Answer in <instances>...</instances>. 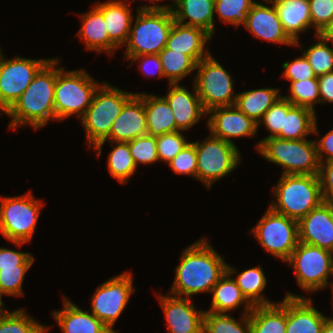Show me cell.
<instances>
[{
	"instance_id": "1",
	"label": "cell",
	"mask_w": 333,
	"mask_h": 333,
	"mask_svg": "<svg viewBox=\"0 0 333 333\" xmlns=\"http://www.w3.org/2000/svg\"><path fill=\"white\" fill-rule=\"evenodd\" d=\"M180 264L175 269V279L169 291L171 295L185 296L209 292L227 271V263L201 238L182 251Z\"/></svg>"
},
{
	"instance_id": "2",
	"label": "cell",
	"mask_w": 333,
	"mask_h": 333,
	"mask_svg": "<svg viewBox=\"0 0 333 333\" xmlns=\"http://www.w3.org/2000/svg\"><path fill=\"white\" fill-rule=\"evenodd\" d=\"M52 58L34 77L32 82L6 112L12 118L10 128L30 125L34 129L44 127L50 119L55 120L54 89L56 84V65Z\"/></svg>"
},
{
	"instance_id": "3",
	"label": "cell",
	"mask_w": 333,
	"mask_h": 333,
	"mask_svg": "<svg viewBox=\"0 0 333 333\" xmlns=\"http://www.w3.org/2000/svg\"><path fill=\"white\" fill-rule=\"evenodd\" d=\"M135 18L124 57L159 54L167 45L175 21L171 5L139 6Z\"/></svg>"
},
{
	"instance_id": "4",
	"label": "cell",
	"mask_w": 333,
	"mask_h": 333,
	"mask_svg": "<svg viewBox=\"0 0 333 333\" xmlns=\"http://www.w3.org/2000/svg\"><path fill=\"white\" fill-rule=\"evenodd\" d=\"M273 190L276 203L272 201L269 207L296 221L325 201L318 175L281 174Z\"/></svg>"
},
{
	"instance_id": "5",
	"label": "cell",
	"mask_w": 333,
	"mask_h": 333,
	"mask_svg": "<svg viewBox=\"0 0 333 333\" xmlns=\"http://www.w3.org/2000/svg\"><path fill=\"white\" fill-rule=\"evenodd\" d=\"M258 152L267 161L284 168L283 175L319 174L315 140L266 138L259 144Z\"/></svg>"
},
{
	"instance_id": "6",
	"label": "cell",
	"mask_w": 333,
	"mask_h": 333,
	"mask_svg": "<svg viewBox=\"0 0 333 333\" xmlns=\"http://www.w3.org/2000/svg\"><path fill=\"white\" fill-rule=\"evenodd\" d=\"M134 94L104 82L98 86L90 106L80 119L86 130L88 144L94 148L109 136L114 120Z\"/></svg>"
},
{
	"instance_id": "7",
	"label": "cell",
	"mask_w": 333,
	"mask_h": 333,
	"mask_svg": "<svg viewBox=\"0 0 333 333\" xmlns=\"http://www.w3.org/2000/svg\"><path fill=\"white\" fill-rule=\"evenodd\" d=\"M99 83L84 70L64 71L56 68L54 89L55 120H63L72 114L81 119L91 104Z\"/></svg>"
},
{
	"instance_id": "8",
	"label": "cell",
	"mask_w": 333,
	"mask_h": 333,
	"mask_svg": "<svg viewBox=\"0 0 333 333\" xmlns=\"http://www.w3.org/2000/svg\"><path fill=\"white\" fill-rule=\"evenodd\" d=\"M43 202L31 191L25 195L0 198V233L17 246L31 241Z\"/></svg>"
},
{
	"instance_id": "9",
	"label": "cell",
	"mask_w": 333,
	"mask_h": 333,
	"mask_svg": "<svg viewBox=\"0 0 333 333\" xmlns=\"http://www.w3.org/2000/svg\"><path fill=\"white\" fill-rule=\"evenodd\" d=\"M197 153L196 178L209 189L213 182L231 173L240 161L239 149L211 133L202 142H193Z\"/></svg>"
},
{
	"instance_id": "10",
	"label": "cell",
	"mask_w": 333,
	"mask_h": 333,
	"mask_svg": "<svg viewBox=\"0 0 333 333\" xmlns=\"http://www.w3.org/2000/svg\"><path fill=\"white\" fill-rule=\"evenodd\" d=\"M194 85L206 112L236 103L231 75L209 54L197 65Z\"/></svg>"
},
{
	"instance_id": "11",
	"label": "cell",
	"mask_w": 333,
	"mask_h": 333,
	"mask_svg": "<svg viewBox=\"0 0 333 333\" xmlns=\"http://www.w3.org/2000/svg\"><path fill=\"white\" fill-rule=\"evenodd\" d=\"M286 263L295 269L298 285L308 293L327 287L328 277L333 276V253L303 242H298Z\"/></svg>"
},
{
	"instance_id": "12",
	"label": "cell",
	"mask_w": 333,
	"mask_h": 333,
	"mask_svg": "<svg viewBox=\"0 0 333 333\" xmlns=\"http://www.w3.org/2000/svg\"><path fill=\"white\" fill-rule=\"evenodd\" d=\"M252 233L267 252L285 262L299 242L298 221L276 213L270 207Z\"/></svg>"
},
{
	"instance_id": "13",
	"label": "cell",
	"mask_w": 333,
	"mask_h": 333,
	"mask_svg": "<svg viewBox=\"0 0 333 333\" xmlns=\"http://www.w3.org/2000/svg\"><path fill=\"white\" fill-rule=\"evenodd\" d=\"M15 57L6 60L0 49V110L6 113L37 73L51 60Z\"/></svg>"
},
{
	"instance_id": "14",
	"label": "cell",
	"mask_w": 333,
	"mask_h": 333,
	"mask_svg": "<svg viewBox=\"0 0 333 333\" xmlns=\"http://www.w3.org/2000/svg\"><path fill=\"white\" fill-rule=\"evenodd\" d=\"M133 288V276L124 272L105 281L95 291L92 297L91 313L94 314L112 332L114 323L125 309Z\"/></svg>"
},
{
	"instance_id": "15",
	"label": "cell",
	"mask_w": 333,
	"mask_h": 333,
	"mask_svg": "<svg viewBox=\"0 0 333 333\" xmlns=\"http://www.w3.org/2000/svg\"><path fill=\"white\" fill-rule=\"evenodd\" d=\"M147 134L144 93H135L123 106L119 116L114 120L109 136L98 143L94 149L100 156L102 146L109 140L115 142H130Z\"/></svg>"
},
{
	"instance_id": "16",
	"label": "cell",
	"mask_w": 333,
	"mask_h": 333,
	"mask_svg": "<svg viewBox=\"0 0 333 333\" xmlns=\"http://www.w3.org/2000/svg\"><path fill=\"white\" fill-rule=\"evenodd\" d=\"M298 240L333 252V201L325 200L298 221Z\"/></svg>"
},
{
	"instance_id": "17",
	"label": "cell",
	"mask_w": 333,
	"mask_h": 333,
	"mask_svg": "<svg viewBox=\"0 0 333 333\" xmlns=\"http://www.w3.org/2000/svg\"><path fill=\"white\" fill-rule=\"evenodd\" d=\"M208 128L210 133L226 142L234 144L231 140L236 137L254 136L258 123L241 112L236 105L217 107L207 112Z\"/></svg>"
},
{
	"instance_id": "18",
	"label": "cell",
	"mask_w": 333,
	"mask_h": 333,
	"mask_svg": "<svg viewBox=\"0 0 333 333\" xmlns=\"http://www.w3.org/2000/svg\"><path fill=\"white\" fill-rule=\"evenodd\" d=\"M168 295H159L168 333H203L205 311L196 310L190 298Z\"/></svg>"
},
{
	"instance_id": "19",
	"label": "cell",
	"mask_w": 333,
	"mask_h": 333,
	"mask_svg": "<svg viewBox=\"0 0 333 333\" xmlns=\"http://www.w3.org/2000/svg\"><path fill=\"white\" fill-rule=\"evenodd\" d=\"M286 333H322L326 316L313 307L312 299L286 294Z\"/></svg>"
},
{
	"instance_id": "20",
	"label": "cell",
	"mask_w": 333,
	"mask_h": 333,
	"mask_svg": "<svg viewBox=\"0 0 333 333\" xmlns=\"http://www.w3.org/2000/svg\"><path fill=\"white\" fill-rule=\"evenodd\" d=\"M243 26L256 38L276 44L295 46V43L283 30L273 3L272 7H268L256 2L247 14Z\"/></svg>"
},
{
	"instance_id": "21",
	"label": "cell",
	"mask_w": 333,
	"mask_h": 333,
	"mask_svg": "<svg viewBox=\"0 0 333 333\" xmlns=\"http://www.w3.org/2000/svg\"><path fill=\"white\" fill-rule=\"evenodd\" d=\"M193 86V93H191L179 83L170 84L169 92L163 96L172 109L176 126L180 131L188 130L197 124L204 114L207 115L195 85Z\"/></svg>"
},
{
	"instance_id": "22",
	"label": "cell",
	"mask_w": 333,
	"mask_h": 333,
	"mask_svg": "<svg viewBox=\"0 0 333 333\" xmlns=\"http://www.w3.org/2000/svg\"><path fill=\"white\" fill-rule=\"evenodd\" d=\"M210 39L211 36L203 29L174 21L166 47L170 50L189 55L198 64L210 54L205 48L206 42Z\"/></svg>"
},
{
	"instance_id": "23",
	"label": "cell",
	"mask_w": 333,
	"mask_h": 333,
	"mask_svg": "<svg viewBox=\"0 0 333 333\" xmlns=\"http://www.w3.org/2000/svg\"><path fill=\"white\" fill-rule=\"evenodd\" d=\"M273 3L283 30L288 37L300 45L299 34L312 27L308 0H274Z\"/></svg>"
},
{
	"instance_id": "24",
	"label": "cell",
	"mask_w": 333,
	"mask_h": 333,
	"mask_svg": "<svg viewBox=\"0 0 333 333\" xmlns=\"http://www.w3.org/2000/svg\"><path fill=\"white\" fill-rule=\"evenodd\" d=\"M63 300V310L52 313L63 333H112L94 314L82 311L66 297Z\"/></svg>"
},
{
	"instance_id": "25",
	"label": "cell",
	"mask_w": 333,
	"mask_h": 333,
	"mask_svg": "<svg viewBox=\"0 0 333 333\" xmlns=\"http://www.w3.org/2000/svg\"><path fill=\"white\" fill-rule=\"evenodd\" d=\"M171 10L176 22L203 29L211 37L214 33L215 0H173ZM174 6V7H173ZM186 19L189 21L184 22Z\"/></svg>"
},
{
	"instance_id": "26",
	"label": "cell",
	"mask_w": 333,
	"mask_h": 333,
	"mask_svg": "<svg viewBox=\"0 0 333 333\" xmlns=\"http://www.w3.org/2000/svg\"><path fill=\"white\" fill-rule=\"evenodd\" d=\"M233 273H236L235 268L227 265L226 273L212 288V304L208 311L213 313H228L242 306V304L246 307L243 314H249L253 309L254 306L246 299L234 278L230 276Z\"/></svg>"
},
{
	"instance_id": "27",
	"label": "cell",
	"mask_w": 333,
	"mask_h": 333,
	"mask_svg": "<svg viewBox=\"0 0 333 333\" xmlns=\"http://www.w3.org/2000/svg\"><path fill=\"white\" fill-rule=\"evenodd\" d=\"M122 0L98 2L95 7L103 14L109 38L120 48L128 41L133 15L131 9Z\"/></svg>"
},
{
	"instance_id": "28",
	"label": "cell",
	"mask_w": 333,
	"mask_h": 333,
	"mask_svg": "<svg viewBox=\"0 0 333 333\" xmlns=\"http://www.w3.org/2000/svg\"><path fill=\"white\" fill-rule=\"evenodd\" d=\"M313 133H319L315 111L306 107L293 105L284 98V122L278 138L299 140L305 139L306 136Z\"/></svg>"
},
{
	"instance_id": "29",
	"label": "cell",
	"mask_w": 333,
	"mask_h": 333,
	"mask_svg": "<svg viewBox=\"0 0 333 333\" xmlns=\"http://www.w3.org/2000/svg\"><path fill=\"white\" fill-rule=\"evenodd\" d=\"M81 16L82 26L77 36L81 37L86 49L113 55L119 47L109 38L103 14L94 6Z\"/></svg>"
},
{
	"instance_id": "30",
	"label": "cell",
	"mask_w": 333,
	"mask_h": 333,
	"mask_svg": "<svg viewBox=\"0 0 333 333\" xmlns=\"http://www.w3.org/2000/svg\"><path fill=\"white\" fill-rule=\"evenodd\" d=\"M147 134L157 137L164 133L180 131L168 102L164 97L144 93Z\"/></svg>"
},
{
	"instance_id": "31",
	"label": "cell",
	"mask_w": 333,
	"mask_h": 333,
	"mask_svg": "<svg viewBox=\"0 0 333 333\" xmlns=\"http://www.w3.org/2000/svg\"><path fill=\"white\" fill-rule=\"evenodd\" d=\"M249 318L251 333H286V297L280 303L254 306Z\"/></svg>"
},
{
	"instance_id": "32",
	"label": "cell",
	"mask_w": 333,
	"mask_h": 333,
	"mask_svg": "<svg viewBox=\"0 0 333 333\" xmlns=\"http://www.w3.org/2000/svg\"><path fill=\"white\" fill-rule=\"evenodd\" d=\"M281 97L276 88H260L237 94L235 105L258 123L265 112Z\"/></svg>"
},
{
	"instance_id": "33",
	"label": "cell",
	"mask_w": 333,
	"mask_h": 333,
	"mask_svg": "<svg viewBox=\"0 0 333 333\" xmlns=\"http://www.w3.org/2000/svg\"><path fill=\"white\" fill-rule=\"evenodd\" d=\"M234 280L243 295L253 306L275 304L274 301L270 302V300L264 298L262 294L266 287L267 279L260 266L246 269Z\"/></svg>"
},
{
	"instance_id": "34",
	"label": "cell",
	"mask_w": 333,
	"mask_h": 333,
	"mask_svg": "<svg viewBox=\"0 0 333 333\" xmlns=\"http://www.w3.org/2000/svg\"><path fill=\"white\" fill-rule=\"evenodd\" d=\"M164 77L169 79V84H177L196 69L197 63L186 54L170 50L165 47L159 54Z\"/></svg>"
},
{
	"instance_id": "35",
	"label": "cell",
	"mask_w": 333,
	"mask_h": 333,
	"mask_svg": "<svg viewBox=\"0 0 333 333\" xmlns=\"http://www.w3.org/2000/svg\"><path fill=\"white\" fill-rule=\"evenodd\" d=\"M240 322L226 313L205 311L203 333H251L249 314H243Z\"/></svg>"
},
{
	"instance_id": "36",
	"label": "cell",
	"mask_w": 333,
	"mask_h": 333,
	"mask_svg": "<svg viewBox=\"0 0 333 333\" xmlns=\"http://www.w3.org/2000/svg\"><path fill=\"white\" fill-rule=\"evenodd\" d=\"M115 143L116 146L110 151L108 157V169L112 177L120 183L126 184L137 167L129 150V144L126 142Z\"/></svg>"
},
{
	"instance_id": "37",
	"label": "cell",
	"mask_w": 333,
	"mask_h": 333,
	"mask_svg": "<svg viewBox=\"0 0 333 333\" xmlns=\"http://www.w3.org/2000/svg\"><path fill=\"white\" fill-rule=\"evenodd\" d=\"M290 95L283 96L293 105L309 108L313 111L314 104L320 103L318 78L290 81Z\"/></svg>"
},
{
	"instance_id": "38",
	"label": "cell",
	"mask_w": 333,
	"mask_h": 333,
	"mask_svg": "<svg viewBox=\"0 0 333 333\" xmlns=\"http://www.w3.org/2000/svg\"><path fill=\"white\" fill-rule=\"evenodd\" d=\"M48 328L34 321L22 309L0 318V333H46Z\"/></svg>"
},
{
	"instance_id": "39",
	"label": "cell",
	"mask_w": 333,
	"mask_h": 333,
	"mask_svg": "<svg viewBox=\"0 0 333 333\" xmlns=\"http://www.w3.org/2000/svg\"><path fill=\"white\" fill-rule=\"evenodd\" d=\"M316 37L319 42L303 51V54L318 77L333 72V48H330L327 45V40L320 35L317 34Z\"/></svg>"
},
{
	"instance_id": "40",
	"label": "cell",
	"mask_w": 333,
	"mask_h": 333,
	"mask_svg": "<svg viewBox=\"0 0 333 333\" xmlns=\"http://www.w3.org/2000/svg\"><path fill=\"white\" fill-rule=\"evenodd\" d=\"M256 2L253 0H215L214 12L226 24L234 26L244 24L245 18L252 6Z\"/></svg>"
},
{
	"instance_id": "41",
	"label": "cell",
	"mask_w": 333,
	"mask_h": 333,
	"mask_svg": "<svg viewBox=\"0 0 333 333\" xmlns=\"http://www.w3.org/2000/svg\"><path fill=\"white\" fill-rule=\"evenodd\" d=\"M127 143L136 167L159 161L156 137L146 134Z\"/></svg>"
},
{
	"instance_id": "42",
	"label": "cell",
	"mask_w": 333,
	"mask_h": 333,
	"mask_svg": "<svg viewBox=\"0 0 333 333\" xmlns=\"http://www.w3.org/2000/svg\"><path fill=\"white\" fill-rule=\"evenodd\" d=\"M188 143L181 131L157 136L156 144L159 160L169 163Z\"/></svg>"
},
{
	"instance_id": "43",
	"label": "cell",
	"mask_w": 333,
	"mask_h": 333,
	"mask_svg": "<svg viewBox=\"0 0 333 333\" xmlns=\"http://www.w3.org/2000/svg\"><path fill=\"white\" fill-rule=\"evenodd\" d=\"M31 266H17V268H0V292L3 295H23L22 283L25 273Z\"/></svg>"
},
{
	"instance_id": "44",
	"label": "cell",
	"mask_w": 333,
	"mask_h": 333,
	"mask_svg": "<svg viewBox=\"0 0 333 333\" xmlns=\"http://www.w3.org/2000/svg\"><path fill=\"white\" fill-rule=\"evenodd\" d=\"M168 164L176 174H187L196 178L197 153L195 144L189 142Z\"/></svg>"
},
{
	"instance_id": "45",
	"label": "cell",
	"mask_w": 333,
	"mask_h": 333,
	"mask_svg": "<svg viewBox=\"0 0 333 333\" xmlns=\"http://www.w3.org/2000/svg\"><path fill=\"white\" fill-rule=\"evenodd\" d=\"M284 122V97L279 98L263 115L262 119L258 122V126L260 124H264L265 127L270 131V135L264 137L257 143V150L259 144L266 138L278 137L280 135V131L283 128Z\"/></svg>"
},
{
	"instance_id": "46",
	"label": "cell",
	"mask_w": 333,
	"mask_h": 333,
	"mask_svg": "<svg viewBox=\"0 0 333 333\" xmlns=\"http://www.w3.org/2000/svg\"><path fill=\"white\" fill-rule=\"evenodd\" d=\"M310 17L315 34H319L331 21L333 16V0H308Z\"/></svg>"
},
{
	"instance_id": "47",
	"label": "cell",
	"mask_w": 333,
	"mask_h": 333,
	"mask_svg": "<svg viewBox=\"0 0 333 333\" xmlns=\"http://www.w3.org/2000/svg\"><path fill=\"white\" fill-rule=\"evenodd\" d=\"M282 67L284 69L282 76L289 81L317 78L304 54L292 62H284Z\"/></svg>"
},
{
	"instance_id": "48",
	"label": "cell",
	"mask_w": 333,
	"mask_h": 333,
	"mask_svg": "<svg viewBox=\"0 0 333 333\" xmlns=\"http://www.w3.org/2000/svg\"><path fill=\"white\" fill-rule=\"evenodd\" d=\"M34 257L31 253L19 252L0 247V268H17V266H32Z\"/></svg>"
},
{
	"instance_id": "49",
	"label": "cell",
	"mask_w": 333,
	"mask_h": 333,
	"mask_svg": "<svg viewBox=\"0 0 333 333\" xmlns=\"http://www.w3.org/2000/svg\"><path fill=\"white\" fill-rule=\"evenodd\" d=\"M319 179L324 200H333V159L320 163Z\"/></svg>"
},
{
	"instance_id": "50",
	"label": "cell",
	"mask_w": 333,
	"mask_h": 333,
	"mask_svg": "<svg viewBox=\"0 0 333 333\" xmlns=\"http://www.w3.org/2000/svg\"><path fill=\"white\" fill-rule=\"evenodd\" d=\"M131 62L135 61H141L140 62V71H143V74L154 76L158 75L159 78L164 77L162 65H161V59L158 54H151V55H139V56H132L129 58ZM153 64V68L149 69V65ZM155 70V72H154Z\"/></svg>"
},
{
	"instance_id": "51",
	"label": "cell",
	"mask_w": 333,
	"mask_h": 333,
	"mask_svg": "<svg viewBox=\"0 0 333 333\" xmlns=\"http://www.w3.org/2000/svg\"><path fill=\"white\" fill-rule=\"evenodd\" d=\"M317 156L320 163L327 162L333 159V129L325 134L319 142H316ZM324 152V153H323ZM326 155V160L324 159ZM324 159V160H323Z\"/></svg>"
},
{
	"instance_id": "52",
	"label": "cell",
	"mask_w": 333,
	"mask_h": 333,
	"mask_svg": "<svg viewBox=\"0 0 333 333\" xmlns=\"http://www.w3.org/2000/svg\"><path fill=\"white\" fill-rule=\"evenodd\" d=\"M320 103H333V72L318 76Z\"/></svg>"
},
{
	"instance_id": "53",
	"label": "cell",
	"mask_w": 333,
	"mask_h": 333,
	"mask_svg": "<svg viewBox=\"0 0 333 333\" xmlns=\"http://www.w3.org/2000/svg\"><path fill=\"white\" fill-rule=\"evenodd\" d=\"M323 37L328 42H333V16L331 21L326 25V27L318 34Z\"/></svg>"
},
{
	"instance_id": "54",
	"label": "cell",
	"mask_w": 333,
	"mask_h": 333,
	"mask_svg": "<svg viewBox=\"0 0 333 333\" xmlns=\"http://www.w3.org/2000/svg\"><path fill=\"white\" fill-rule=\"evenodd\" d=\"M322 333H333V317H326Z\"/></svg>"
},
{
	"instance_id": "55",
	"label": "cell",
	"mask_w": 333,
	"mask_h": 333,
	"mask_svg": "<svg viewBox=\"0 0 333 333\" xmlns=\"http://www.w3.org/2000/svg\"><path fill=\"white\" fill-rule=\"evenodd\" d=\"M2 294L3 293L0 292V318L10 313V312L7 311L6 308H5V310L1 308L4 305V303L2 301Z\"/></svg>"
},
{
	"instance_id": "56",
	"label": "cell",
	"mask_w": 333,
	"mask_h": 333,
	"mask_svg": "<svg viewBox=\"0 0 333 333\" xmlns=\"http://www.w3.org/2000/svg\"><path fill=\"white\" fill-rule=\"evenodd\" d=\"M272 1H274V0H264V2L270 3V4H271Z\"/></svg>"
},
{
	"instance_id": "57",
	"label": "cell",
	"mask_w": 333,
	"mask_h": 333,
	"mask_svg": "<svg viewBox=\"0 0 333 333\" xmlns=\"http://www.w3.org/2000/svg\"><path fill=\"white\" fill-rule=\"evenodd\" d=\"M149 1H151L152 3H153V2L155 3L156 1H160V0H149Z\"/></svg>"
},
{
	"instance_id": "58",
	"label": "cell",
	"mask_w": 333,
	"mask_h": 333,
	"mask_svg": "<svg viewBox=\"0 0 333 333\" xmlns=\"http://www.w3.org/2000/svg\"><path fill=\"white\" fill-rule=\"evenodd\" d=\"M331 287H332L331 289H332V294H333V283L331 284ZM332 300H333V297H332Z\"/></svg>"
}]
</instances>
